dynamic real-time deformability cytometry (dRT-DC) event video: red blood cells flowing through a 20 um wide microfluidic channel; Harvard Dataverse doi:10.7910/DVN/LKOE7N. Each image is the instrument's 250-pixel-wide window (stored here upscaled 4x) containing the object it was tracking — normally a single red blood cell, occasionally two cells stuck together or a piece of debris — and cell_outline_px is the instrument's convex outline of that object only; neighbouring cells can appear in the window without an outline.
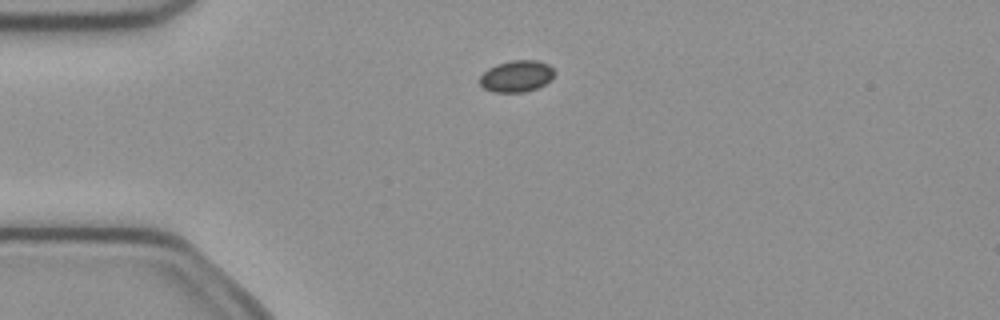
{"species": "common noctule bat (a hibernating species)", "species_latin": "Nyctalus noctula", "temperature_condition": "cold", "stored_images_in_passage": 2, "camera_frame_rate_fps": 3000, "um_per_image_px": 0.085, "animal": {"sex": "female", "body_mass_g": 21.9}, "frame": {"image": 1, "passage_image": 1, "time_ms": 0.0, "image_size_px": [1000, 320], "cell_outline_px": [[552, 80], [536, 88], [524, 92], [492, 92], [484, 88], [480, 84], [480, 76], [488, 68], [496, 64], [512, 60], [536, 60], [548, 64], [552, 68]], "centroid_in_image_um": [43.88, 6.47], "position_along_channel_um": 41.1, "area_um2": 13.64}}